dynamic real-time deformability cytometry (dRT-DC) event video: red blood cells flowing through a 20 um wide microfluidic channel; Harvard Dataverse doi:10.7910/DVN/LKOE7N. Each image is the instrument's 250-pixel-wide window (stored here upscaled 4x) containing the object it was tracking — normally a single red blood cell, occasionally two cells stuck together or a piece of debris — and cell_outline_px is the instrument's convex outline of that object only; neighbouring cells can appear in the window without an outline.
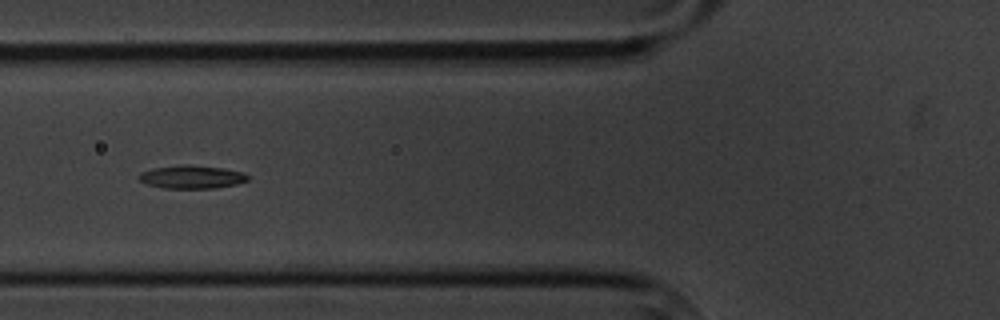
{"species": "common noctule bat (a hibernating species)", "species_latin": "Nyctalus noctula", "temperature_condition": "cold", "stored_images_in_passage": 10, "camera_frame_rate_fps": 3000, "um_per_image_px": 0.085, "animal": {"sex": "male", "body_mass_g": 20.1, "forearm_length_mm": 53.5}, "frame": {"image": 1, "passage_image": 5, "time_ms": 5.667, "image_size_px": [1000, 320], "cell_outline_px": [[248, 180], [236, 184], [212, 188], [164, 188], [148, 184], [140, 180], [136, 176], [140, 172], [152, 168], [180, 164], [188, 164], [224, 168], [244, 172], [248, 176]], "centroid_in_image_um": [16.27, 15.02], "position_along_channel_um": 109.5, "area_um2": 14.8}}
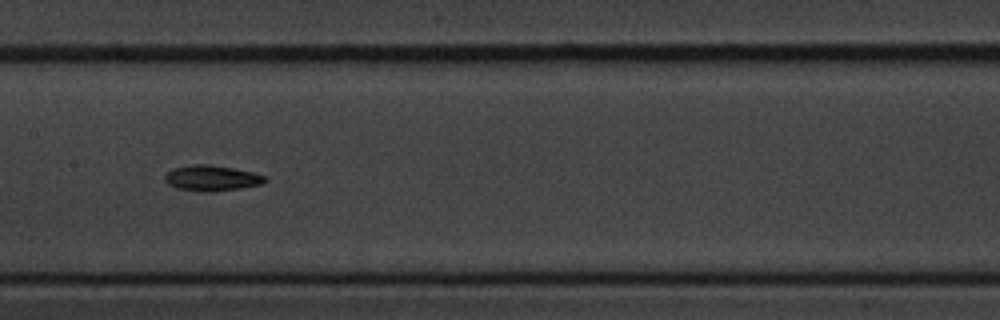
{"frame": {"image": 2, "passage_image": 7, "time_ms": 8.0, "image_size_px": [1000, 320], "cell_outline_px": [[268, 180], [260, 184], [240, 188], [208, 192], [204, 192], [176, 188], [168, 184], [164, 180], [164, 176], [172, 168], [192, 164], [208, 164], [232, 168], [252, 172], [264, 176]], "centroid_in_image_um": [17.95, 15.13], "position_along_channel_um": 189.5, "area_um2": 14.85}}
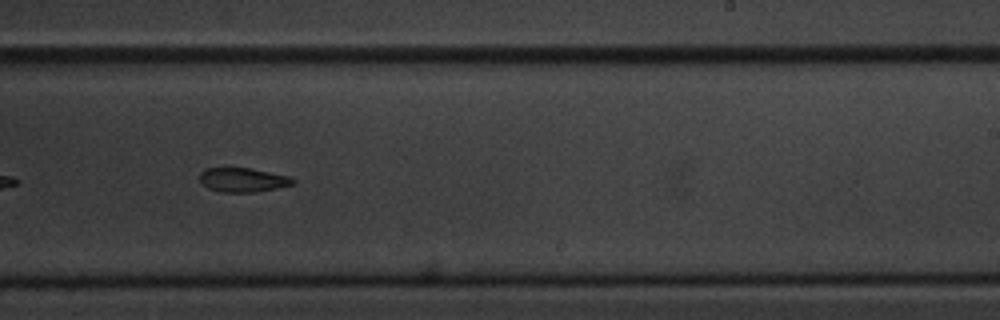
{"frame": {"image": 3, "passage_image": 9, "time_ms": 10.333, "image_size_px": [1000, 320], "cell_outline_px": [[296, 184], [256, 192], [220, 192], [208, 188], [200, 180], [200, 172], [204, 168], [248, 168], [292, 176], [296, 180]], "centroid_in_image_um": [20.69, 15.29], "position_along_channel_um": 268.3, "area_um2": 13.24}}